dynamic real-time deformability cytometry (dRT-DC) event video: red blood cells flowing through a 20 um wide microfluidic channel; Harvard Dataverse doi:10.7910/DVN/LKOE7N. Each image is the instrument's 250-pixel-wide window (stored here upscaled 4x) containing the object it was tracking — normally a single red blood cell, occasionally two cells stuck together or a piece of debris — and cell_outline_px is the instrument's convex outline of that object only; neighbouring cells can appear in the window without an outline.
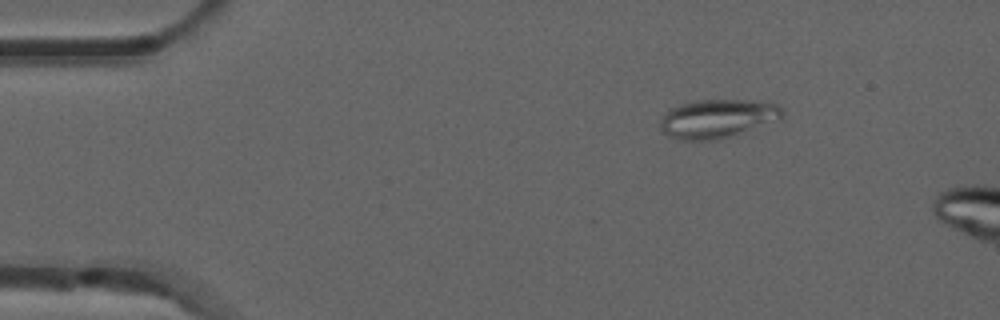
{"species": "common noctule bat (a hibernating species)", "species_latin": "Nyctalus noctula", "temperature_condition": "room temperature", "stored_images_in_passage": 4, "camera_frame_rate_fps": 3000, "um_per_image_px": 0.085, "animal": {"sex": "male", "forearm_length_mm": 52.5}, "frame": {"image": 1, "passage_image": 1, "time_ms": 0.0, "image_size_px": [1000, 320], "cell_outline_px": [[784, 116], [780, 120], [736, 136], [720, 140], [680, 140], [668, 136], [660, 128], [660, 120], [664, 112], [668, 108], [680, 104], [696, 100], [752, 100], [776, 104], [784, 108]], "centroid_in_image_um": [61.01, 10.09], "position_along_channel_um": 24.0, "area_um2": 28.32}}